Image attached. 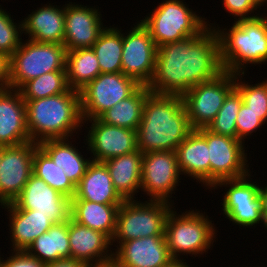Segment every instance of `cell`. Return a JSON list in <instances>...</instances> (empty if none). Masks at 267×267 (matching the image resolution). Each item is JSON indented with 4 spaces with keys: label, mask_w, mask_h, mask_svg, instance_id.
Instances as JSON below:
<instances>
[{
    "label": "cell",
    "mask_w": 267,
    "mask_h": 267,
    "mask_svg": "<svg viewBox=\"0 0 267 267\" xmlns=\"http://www.w3.org/2000/svg\"><path fill=\"white\" fill-rule=\"evenodd\" d=\"M222 72L218 34L207 26L198 35L157 48L154 73L147 87L152 93L182 97L193 86Z\"/></svg>",
    "instance_id": "6da1fadb"
},
{
    "label": "cell",
    "mask_w": 267,
    "mask_h": 267,
    "mask_svg": "<svg viewBox=\"0 0 267 267\" xmlns=\"http://www.w3.org/2000/svg\"><path fill=\"white\" fill-rule=\"evenodd\" d=\"M192 130L181 96L150 92L137 129V148L142 154L176 151Z\"/></svg>",
    "instance_id": "7a4b0ae2"
},
{
    "label": "cell",
    "mask_w": 267,
    "mask_h": 267,
    "mask_svg": "<svg viewBox=\"0 0 267 267\" xmlns=\"http://www.w3.org/2000/svg\"><path fill=\"white\" fill-rule=\"evenodd\" d=\"M26 126L32 142L47 139H75L84 124L78 90L69 88L65 93L24 100ZM79 130V131H78Z\"/></svg>",
    "instance_id": "3957f363"
},
{
    "label": "cell",
    "mask_w": 267,
    "mask_h": 267,
    "mask_svg": "<svg viewBox=\"0 0 267 267\" xmlns=\"http://www.w3.org/2000/svg\"><path fill=\"white\" fill-rule=\"evenodd\" d=\"M261 14L234 20L229 29H221L218 24L216 28L215 23L207 24L218 34L223 71L245 73L248 64L256 66L267 62V14Z\"/></svg>",
    "instance_id": "277c9868"
},
{
    "label": "cell",
    "mask_w": 267,
    "mask_h": 267,
    "mask_svg": "<svg viewBox=\"0 0 267 267\" xmlns=\"http://www.w3.org/2000/svg\"><path fill=\"white\" fill-rule=\"evenodd\" d=\"M175 210H170L165 223V238L172 258L181 260L185 254L186 257L188 254L200 257L208 253L218 235L212 220L205 212L200 213L197 209L181 214Z\"/></svg>",
    "instance_id": "5b68a950"
},
{
    "label": "cell",
    "mask_w": 267,
    "mask_h": 267,
    "mask_svg": "<svg viewBox=\"0 0 267 267\" xmlns=\"http://www.w3.org/2000/svg\"><path fill=\"white\" fill-rule=\"evenodd\" d=\"M184 0H164L142 20L158 47L200 34L210 23L197 11L189 9Z\"/></svg>",
    "instance_id": "8992f818"
},
{
    "label": "cell",
    "mask_w": 267,
    "mask_h": 267,
    "mask_svg": "<svg viewBox=\"0 0 267 267\" xmlns=\"http://www.w3.org/2000/svg\"><path fill=\"white\" fill-rule=\"evenodd\" d=\"M172 208V204L163 201L125 200L118 208L111 245L118 247L132 239L165 236V223Z\"/></svg>",
    "instance_id": "52a82bcc"
},
{
    "label": "cell",
    "mask_w": 267,
    "mask_h": 267,
    "mask_svg": "<svg viewBox=\"0 0 267 267\" xmlns=\"http://www.w3.org/2000/svg\"><path fill=\"white\" fill-rule=\"evenodd\" d=\"M64 44L40 43L27 39L10 56V83L19 89L24 83L45 73L66 71Z\"/></svg>",
    "instance_id": "ba28073f"
},
{
    "label": "cell",
    "mask_w": 267,
    "mask_h": 267,
    "mask_svg": "<svg viewBox=\"0 0 267 267\" xmlns=\"http://www.w3.org/2000/svg\"><path fill=\"white\" fill-rule=\"evenodd\" d=\"M141 85L123 72L100 73L79 90L82 118H99L105 111L131 96Z\"/></svg>",
    "instance_id": "9c48e42d"
},
{
    "label": "cell",
    "mask_w": 267,
    "mask_h": 267,
    "mask_svg": "<svg viewBox=\"0 0 267 267\" xmlns=\"http://www.w3.org/2000/svg\"><path fill=\"white\" fill-rule=\"evenodd\" d=\"M251 173L242 178L219 181L211 189L215 190L223 186L229 188L226 189V193L224 192L221 202L222 213L225 218L233 222L232 224L239 225V228L240 226L256 227L260 223L263 226L261 186L256 181H252Z\"/></svg>",
    "instance_id": "30bf717a"
},
{
    "label": "cell",
    "mask_w": 267,
    "mask_h": 267,
    "mask_svg": "<svg viewBox=\"0 0 267 267\" xmlns=\"http://www.w3.org/2000/svg\"><path fill=\"white\" fill-rule=\"evenodd\" d=\"M234 87L235 74L223 71L216 78L190 88L182 100L191 128H207Z\"/></svg>",
    "instance_id": "8fae6325"
},
{
    "label": "cell",
    "mask_w": 267,
    "mask_h": 267,
    "mask_svg": "<svg viewBox=\"0 0 267 267\" xmlns=\"http://www.w3.org/2000/svg\"><path fill=\"white\" fill-rule=\"evenodd\" d=\"M207 140L210 161V190L222 180L238 179L248 175L249 168L245 142L212 133L207 128L197 129Z\"/></svg>",
    "instance_id": "7c38bea8"
},
{
    "label": "cell",
    "mask_w": 267,
    "mask_h": 267,
    "mask_svg": "<svg viewBox=\"0 0 267 267\" xmlns=\"http://www.w3.org/2000/svg\"><path fill=\"white\" fill-rule=\"evenodd\" d=\"M181 171L176 151H155L143 154L141 192L152 201L174 205L172 194L179 186ZM174 191V192H173Z\"/></svg>",
    "instance_id": "4fadbf2b"
},
{
    "label": "cell",
    "mask_w": 267,
    "mask_h": 267,
    "mask_svg": "<svg viewBox=\"0 0 267 267\" xmlns=\"http://www.w3.org/2000/svg\"><path fill=\"white\" fill-rule=\"evenodd\" d=\"M135 24L123 32L122 72L147 86L154 73L157 46L141 22Z\"/></svg>",
    "instance_id": "5bb4252c"
},
{
    "label": "cell",
    "mask_w": 267,
    "mask_h": 267,
    "mask_svg": "<svg viewBox=\"0 0 267 267\" xmlns=\"http://www.w3.org/2000/svg\"><path fill=\"white\" fill-rule=\"evenodd\" d=\"M36 142L3 146L0 162V205L13 202L33 174Z\"/></svg>",
    "instance_id": "9a60e30c"
},
{
    "label": "cell",
    "mask_w": 267,
    "mask_h": 267,
    "mask_svg": "<svg viewBox=\"0 0 267 267\" xmlns=\"http://www.w3.org/2000/svg\"><path fill=\"white\" fill-rule=\"evenodd\" d=\"M91 123L86 135L85 144L95 162H105L110 158L136 151L137 131L124 127L112 126L99 118L84 120ZM93 155V156H92Z\"/></svg>",
    "instance_id": "2e32d148"
},
{
    "label": "cell",
    "mask_w": 267,
    "mask_h": 267,
    "mask_svg": "<svg viewBox=\"0 0 267 267\" xmlns=\"http://www.w3.org/2000/svg\"><path fill=\"white\" fill-rule=\"evenodd\" d=\"M13 203L19 209L35 210V213L47 215L54 223H62L70 218L71 199L34 174Z\"/></svg>",
    "instance_id": "e0dca14e"
},
{
    "label": "cell",
    "mask_w": 267,
    "mask_h": 267,
    "mask_svg": "<svg viewBox=\"0 0 267 267\" xmlns=\"http://www.w3.org/2000/svg\"><path fill=\"white\" fill-rule=\"evenodd\" d=\"M100 9L69 2L65 4L66 51L91 48L105 29Z\"/></svg>",
    "instance_id": "ac0fdd59"
},
{
    "label": "cell",
    "mask_w": 267,
    "mask_h": 267,
    "mask_svg": "<svg viewBox=\"0 0 267 267\" xmlns=\"http://www.w3.org/2000/svg\"><path fill=\"white\" fill-rule=\"evenodd\" d=\"M113 250V260L119 267H165L174 260L165 236L124 241Z\"/></svg>",
    "instance_id": "d6986e66"
},
{
    "label": "cell",
    "mask_w": 267,
    "mask_h": 267,
    "mask_svg": "<svg viewBox=\"0 0 267 267\" xmlns=\"http://www.w3.org/2000/svg\"><path fill=\"white\" fill-rule=\"evenodd\" d=\"M68 236L72 259L80 260L86 265L99 264L113 259L111 239L103 232L81 225L70 217Z\"/></svg>",
    "instance_id": "ffe728a7"
},
{
    "label": "cell",
    "mask_w": 267,
    "mask_h": 267,
    "mask_svg": "<svg viewBox=\"0 0 267 267\" xmlns=\"http://www.w3.org/2000/svg\"><path fill=\"white\" fill-rule=\"evenodd\" d=\"M29 141L26 106L20 91H0V145L16 146Z\"/></svg>",
    "instance_id": "44dd1931"
},
{
    "label": "cell",
    "mask_w": 267,
    "mask_h": 267,
    "mask_svg": "<svg viewBox=\"0 0 267 267\" xmlns=\"http://www.w3.org/2000/svg\"><path fill=\"white\" fill-rule=\"evenodd\" d=\"M0 206L8 210L10 248H13L10 251H26L36 238L55 224L49 216L35 213V210L19 209L13 202Z\"/></svg>",
    "instance_id": "7402d4cb"
},
{
    "label": "cell",
    "mask_w": 267,
    "mask_h": 267,
    "mask_svg": "<svg viewBox=\"0 0 267 267\" xmlns=\"http://www.w3.org/2000/svg\"><path fill=\"white\" fill-rule=\"evenodd\" d=\"M23 32L28 39L40 43L64 44L65 5L45 4L22 20Z\"/></svg>",
    "instance_id": "603a6c76"
},
{
    "label": "cell",
    "mask_w": 267,
    "mask_h": 267,
    "mask_svg": "<svg viewBox=\"0 0 267 267\" xmlns=\"http://www.w3.org/2000/svg\"><path fill=\"white\" fill-rule=\"evenodd\" d=\"M178 166L182 176L197 180L196 182L210 189V161L206 138L193 129L176 149ZM203 183V184H202Z\"/></svg>",
    "instance_id": "cb8c5ba5"
},
{
    "label": "cell",
    "mask_w": 267,
    "mask_h": 267,
    "mask_svg": "<svg viewBox=\"0 0 267 267\" xmlns=\"http://www.w3.org/2000/svg\"><path fill=\"white\" fill-rule=\"evenodd\" d=\"M71 200H86L101 204H122L125 201L113 186L106 165L95 161L88 165Z\"/></svg>",
    "instance_id": "d4e9b609"
},
{
    "label": "cell",
    "mask_w": 267,
    "mask_h": 267,
    "mask_svg": "<svg viewBox=\"0 0 267 267\" xmlns=\"http://www.w3.org/2000/svg\"><path fill=\"white\" fill-rule=\"evenodd\" d=\"M143 154L140 150L110 158L103 162L113 186L124 200H135L141 189Z\"/></svg>",
    "instance_id": "484cf974"
},
{
    "label": "cell",
    "mask_w": 267,
    "mask_h": 267,
    "mask_svg": "<svg viewBox=\"0 0 267 267\" xmlns=\"http://www.w3.org/2000/svg\"><path fill=\"white\" fill-rule=\"evenodd\" d=\"M72 142L69 138L47 139L39 142L38 146L65 172L70 181L77 186L85 175L92 159H90L91 157L86 158L87 155L84 157Z\"/></svg>",
    "instance_id": "4316f807"
},
{
    "label": "cell",
    "mask_w": 267,
    "mask_h": 267,
    "mask_svg": "<svg viewBox=\"0 0 267 267\" xmlns=\"http://www.w3.org/2000/svg\"><path fill=\"white\" fill-rule=\"evenodd\" d=\"M120 205L71 200L70 217L77 223L101 231L112 239L116 230V216Z\"/></svg>",
    "instance_id": "83f0119b"
},
{
    "label": "cell",
    "mask_w": 267,
    "mask_h": 267,
    "mask_svg": "<svg viewBox=\"0 0 267 267\" xmlns=\"http://www.w3.org/2000/svg\"><path fill=\"white\" fill-rule=\"evenodd\" d=\"M26 252L44 264L61 258H71L68 220L53 224L47 232L34 240Z\"/></svg>",
    "instance_id": "f1b7e54d"
},
{
    "label": "cell",
    "mask_w": 267,
    "mask_h": 267,
    "mask_svg": "<svg viewBox=\"0 0 267 267\" xmlns=\"http://www.w3.org/2000/svg\"><path fill=\"white\" fill-rule=\"evenodd\" d=\"M150 92L147 86L141 85L131 96L105 111L99 119L108 125L137 131L142 119L143 106Z\"/></svg>",
    "instance_id": "f546056e"
},
{
    "label": "cell",
    "mask_w": 267,
    "mask_h": 267,
    "mask_svg": "<svg viewBox=\"0 0 267 267\" xmlns=\"http://www.w3.org/2000/svg\"><path fill=\"white\" fill-rule=\"evenodd\" d=\"M65 70L69 88L78 91L101 73L92 48L67 51Z\"/></svg>",
    "instance_id": "4dcf8cb0"
},
{
    "label": "cell",
    "mask_w": 267,
    "mask_h": 267,
    "mask_svg": "<svg viewBox=\"0 0 267 267\" xmlns=\"http://www.w3.org/2000/svg\"><path fill=\"white\" fill-rule=\"evenodd\" d=\"M112 26H106L91 47L98 59L101 73L122 72L123 30Z\"/></svg>",
    "instance_id": "1f68e13d"
},
{
    "label": "cell",
    "mask_w": 267,
    "mask_h": 267,
    "mask_svg": "<svg viewBox=\"0 0 267 267\" xmlns=\"http://www.w3.org/2000/svg\"><path fill=\"white\" fill-rule=\"evenodd\" d=\"M33 174L69 199L75 196L76 186L39 146L34 151Z\"/></svg>",
    "instance_id": "d6a6232c"
},
{
    "label": "cell",
    "mask_w": 267,
    "mask_h": 267,
    "mask_svg": "<svg viewBox=\"0 0 267 267\" xmlns=\"http://www.w3.org/2000/svg\"><path fill=\"white\" fill-rule=\"evenodd\" d=\"M68 89L66 71H53L24 83L18 90L24 100H36L65 93Z\"/></svg>",
    "instance_id": "836d02e7"
},
{
    "label": "cell",
    "mask_w": 267,
    "mask_h": 267,
    "mask_svg": "<svg viewBox=\"0 0 267 267\" xmlns=\"http://www.w3.org/2000/svg\"><path fill=\"white\" fill-rule=\"evenodd\" d=\"M243 104L240 92L234 87L207 129L212 133L237 138L236 119Z\"/></svg>",
    "instance_id": "e575fe53"
},
{
    "label": "cell",
    "mask_w": 267,
    "mask_h": 267,
    "mask_svg": "<svg viewBox=\"0 0 267 267\" xmlns=\"http://www.w3.org/2000/svg\"><path fill=\"white\" fill-rule=\"evenodd\" d=\"M245 74H235V88L240 92L243 103L249 107V110L258 115L264 124H267V79L260 83L250 84L243 80Z\"/></svg>",
    "instance_id": "d590c367"
},
{
    "label": "cell",
    "mask_w": 267,
    "mask_h": 267,
    "mask_svg": "<svg viewBox=\"0 0 267 267\" xmlns=\"http://www.w3.org/2000/svg\"><path fill=\"white\" fill-rule=\"evenodd\" d=\"M9 14L0 5V52L10 57L21 44L23 28L22 20L16 23Z\"/></svg>",
    "instance_id": "8d00e7d4"
},
{
    "label": "cell",
    "mask_w": 267,
    "mask_h": 267,
    "mask_svg": "<svg viewBox=\"0 0 267 267\" xmlns=\"http://www.w3.org/2000/svg\"><path fill=\"white\" fill-rule=\"evenodd\" d=\"M262 126L264 123L258 118V115L243 103L236 119L237 139L245 142L244 139H248L247 136H252V133H256Z\"/></svg>",
    "instance_id": "74e56055"
},
{
    "label": "cell",
    "mask_w": 267,
    "mask_h": 267,
    "mask_svg": "<svg viewBox=\"0 0 267 267\" xmlns=\"http://www.w3.org/2000/svg\"><path fill=\"white\" fill-rule=\"evenodd\" d=\"M221 2L230 16L237 17L234 18L235 20L253 18L260 15V13L255 12L258 11L257 9H261V6L255 0H223Z\"/></svg>",
    "instance_id": "f35d334b"
},
{
    "label": "cell",
    "mask_w": 267,
    "mask_h": 267,
    "mask_svg": "<svg viewBox=\"0 0 267 267\" xmlns=\"http://www.w3.org/2000/svg\"><path fill=\"white\" fill-rule=\"evenodd\" d=\"M5 260L0 256V267H45V264L26 251H11Z\"/></svg>",
    "instance_id": "ab89813d"
},
{
    "label": "cell",
    "mask_w": 267,
    "mask_h": 267,
    "mask_svg": "<svg viewBox=\"0 0 267 267\" xmlns=\"http://www.w3.org/2000/svg\"><path fill=\"white\" fill-rule=\"evenodd\" d=\"M10 88V57L0 52V91Z\"/></svg>",
    "instance_id": "60d3db41"
},
{
    "label": "cell",
    "mask_w": 267,
    "mask_h": 267,
    "mask_svg": "<svg viewBox=\"0 0 267 267\" xmlns=\"http://www.w3.org/2000/svg\"><path fill=\"white\" fill-rule=\"evenodd\" d=\"M87 265L80 261L72 258H61L54 262L45 264V267H86Z\"/></svg>",
    "instance_id": "b9f144b4"
},
{
    "label": "cell",
    "mask_w": 267,
    "mask_h": 267,
    "mask_svg": "<svg viewBox=\"0 0 267 267\" xmlns=\"http://www.w3.org/2000/svg\"><path fill=\"white\" fill-rule=\"evenodd\" d=\"M260 196L262 198L263 227H265L267 229V185L261 186Z\"/></svg>",
    "instance_id": "7bdbcfd3"
},
{
    "label": "cell",
    "mask_w": 267,
    "mask_h": 267,
    "mask_svg": "<svg viewBox=\"0 0 267 267\" xmlns=\"http://www.w3.org/2000/svg\"><path fill=\"white\" fill-rule=\"evenodd\" d=\"M86 267H119L118 264L112 259L107 262L99 263V264H92L87 265Z\"/></svg>",
    "instance_id": "ee69618b"
},
{
    "label": "cell",
    "mask_w": 267,
    "mask_h": 267,
    "mask_svg": "<svg viewBox=\"0 0 267 267\" xmlns=\"http://www.w3.org/2000/svg\"><path fill=\"white\" fill-rule=\"evenodd\" d=\"M184 261H186V260H184L183 258L181 260H173L169 265H167L165 267H190V265Z\"/></svg>",
    "instance_id": "f6af8a7d"
},
{
    "label": "cell",
    "mask_w": 267,
    "mask_h": 267,
    "mask_svg": "<svg viewBox=\"0 0 267 267\" xmlns=\"http://www.w3.org/2000/svg\"><path fill=\"white\" fill-rule=\"evenodd\" d=\"M255 1L262 7L267 4V0H255Z\"/></svg>",
    "instance_id": "bcb514c9"
},
{
    "label": "cell",
    "mask_w": 267,
    "mask_h": 267,
    "mask_svg": "<svg viewBox=\"0 0 267 267\" xmlns=\"http://www.w3.org/2000/svg\"><path fill=\"white\" fill-rule=\"evenodd\" d=\"M2 152H3V145H0V162H1V158H2Z\"/></svg>",
    "instance_id": "7dc6e473"
}]
</instances>
